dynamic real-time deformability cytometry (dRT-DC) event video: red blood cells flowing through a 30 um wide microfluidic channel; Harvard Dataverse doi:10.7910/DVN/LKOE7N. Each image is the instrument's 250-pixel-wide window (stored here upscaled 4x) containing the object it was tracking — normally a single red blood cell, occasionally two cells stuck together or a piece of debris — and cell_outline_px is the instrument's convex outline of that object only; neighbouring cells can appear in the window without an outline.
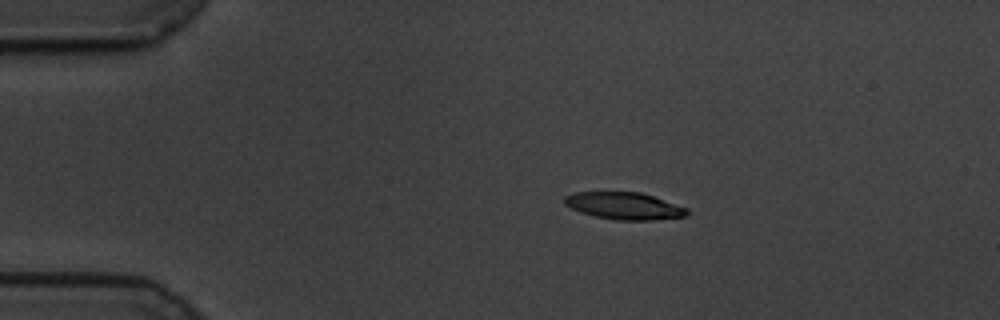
{"species": "common noctule bat (a hibernating species)", "species_latin": "Nyctalus noctula", "temperature_condition": "cold", "stored_images_in_passage": 48, "camera_frame_rate_fps": 3000, "um_per_image_px": 0.085, "animal": {"sex": "male", "body_mass_g": 19.5, "forearm_length_mm": 54.6}, "frame": {"image": 1, "passage_image": 1, "time_ms": 0.0, "image_size_px": [1000, 320], "cell_outline_px": [[688, 216], [652, 220], [616, 220], [596, 216], [580, 212], [564, 204], [564, 196], [576, 192], [640, 192], [688, 208]], "centroid_in_image_um": [53.06, 17.5], "position_along_channel_um": 31.9, "area_um2": 19.25}}
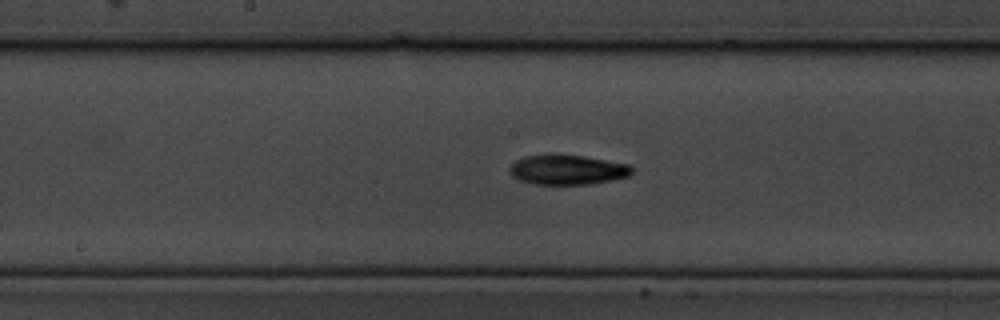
{"frame": {"image": 2, "passage_image": 20, "time_ms": 6.333, "image_size_px": [1000, 320], "cell_outline_px": [[632, 172], [628, 176], [612, 180], [588, 184], [532, 184], [520, 180], [512, 176], [508, 172], [508, 168], [516, 160], [524, 156], [548, 152], [552, 152], [584, 156], [628, 164], [632, 168]], "centroid_in_image_um": [48.15, 14.39], "position_along_channel_um": 200.0, "area_um2": 21.73}}
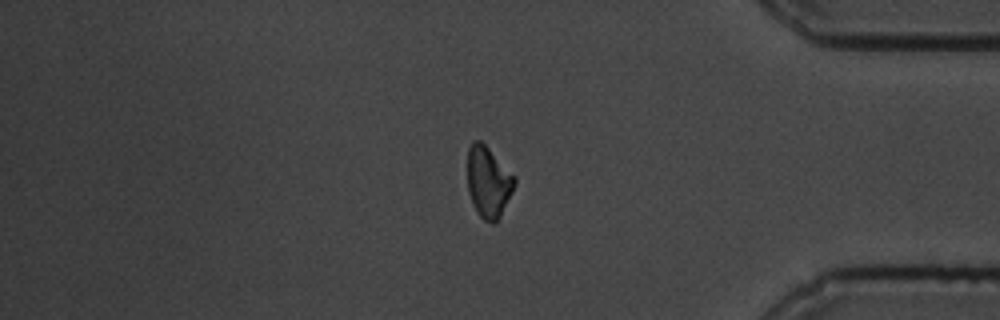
{"frame": {"image": 3, "passage_image": 39, "time_ms": 12.667, "image_size_px": [1000, 320], "cell_outline_px": [[516, 184], [496, 224], [492, 224], [484, 220], [476, 212], [472, 204], [468, 192], [468, 148], [472, 140], [480, 140], [516, 176]], "centroid_in_image_um": [41.51, 15.48], "position_along_channel_um": 393.7, "area_um2": 19.65}, "authors_computed_cell_mechanics": {"area_um2": 20.3167, "velocity_mm_per_s": 3.4335, "shape_relaxation_time_tau1_ms": 3.791, "shape_relaxation_time_tau2_ms": 9.1326, "deformation_change_tau1": 0.1353, "deformation_change_tau2": 0.1391}}